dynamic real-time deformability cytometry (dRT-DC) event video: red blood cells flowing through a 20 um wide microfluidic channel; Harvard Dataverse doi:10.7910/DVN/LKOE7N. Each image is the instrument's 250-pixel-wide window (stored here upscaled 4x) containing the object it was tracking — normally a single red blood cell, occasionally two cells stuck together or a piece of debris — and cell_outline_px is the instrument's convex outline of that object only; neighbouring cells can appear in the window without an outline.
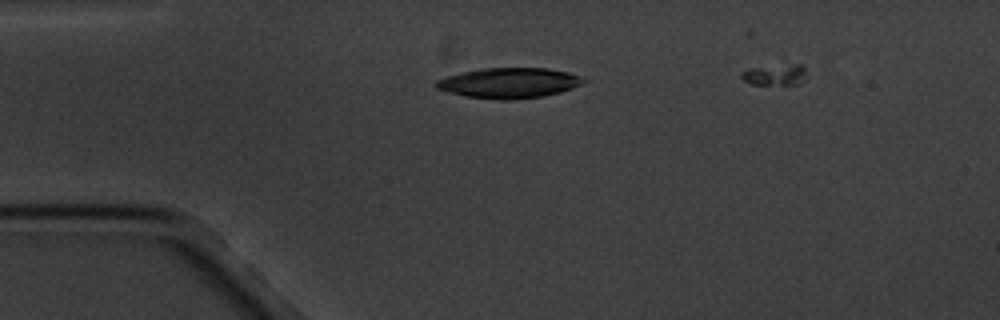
{"species": "common noctule bat (a hibernating species)", "species_latin": "Nyctalus noctula", "temperature_condition": "cold", "stored_images_in_passage": 3, "camera_frame_rate_fps": 3000, "um_per_image_px": 0.085, "animal": {"sex": "male", "body_mass_g": 20.1, "forearm_length_mm": 53.5}, "frame": {"image": 1, "passage_image": 1, "time_ms": 0.0, "image_size_px": [1000, 320], "cell_outline_px": [[588, 80], [572, 88], [560, 92], [544, 96], [508, 100], [500, 100], [468, 96], [448, 92], [436, 88], [432, 84], [436, 80], [460, 72], [480, 68], [548, 68], [568, 72], [580, 76]], "centroid_in_image_um": [43.25, 7.04], "position_along_channel_um": 41.7, "area_um2": 26.07}}